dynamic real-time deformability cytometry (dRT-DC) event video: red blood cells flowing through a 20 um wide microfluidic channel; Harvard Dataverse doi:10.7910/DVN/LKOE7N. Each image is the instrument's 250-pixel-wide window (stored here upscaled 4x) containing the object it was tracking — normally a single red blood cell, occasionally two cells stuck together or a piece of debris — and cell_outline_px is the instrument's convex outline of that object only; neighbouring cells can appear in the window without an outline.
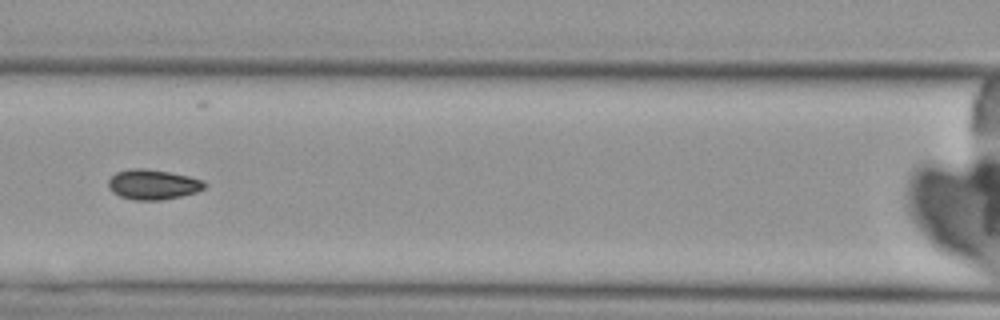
{"species": "Egyptian fruit bat (a non-hibernating species)", "species_latin": "Rousettus aegyptiacus", "temperature_condition": "cold", "stored_images_in_passage": 10, "camera_frame_rate_fps": 3000, "um_per_image_px": 0.085, "animal": {"sex": "female"}, "frame": {"image": 1, "passage_image": 7, "time_ms": 7.0, "image_size_px": [1000, 320], "cell_outline_px": [[208, 184], [204, 188], [196, 192], [180, 196], [160, 200], [132, 200], [120, 196], [112, 192], [108, 188], [108, 180], [116, 172], [128, 168], [144, 168], [168, 172], [188, 176], [204, 180]], "centroid_in_image_um": [12.98, 15.68], "position_along_channel_um": 153.6, "area_um2": 16.94}}
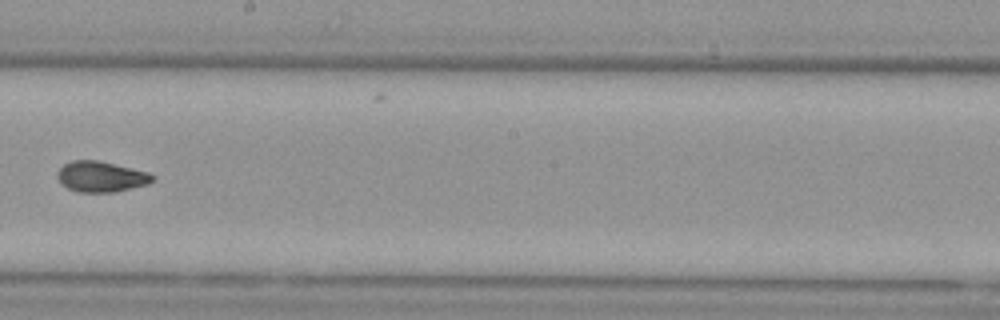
{"frame": {"image": 2, "passage_image": 9, "time_ms": 9.333, "image_size_px": [1000, 320], "cell_outline_px": [[156, 176], [148, 184], [112, 192], [76, 192], [68, 188], [56, 176], [56, 172], [64, 164], [72, 160], [96, 160], [148, 172]], "centroid_in_image_um": [8.57, 15.01], "position_along_channel_um": 239.6, "area_um2": 16.76}}